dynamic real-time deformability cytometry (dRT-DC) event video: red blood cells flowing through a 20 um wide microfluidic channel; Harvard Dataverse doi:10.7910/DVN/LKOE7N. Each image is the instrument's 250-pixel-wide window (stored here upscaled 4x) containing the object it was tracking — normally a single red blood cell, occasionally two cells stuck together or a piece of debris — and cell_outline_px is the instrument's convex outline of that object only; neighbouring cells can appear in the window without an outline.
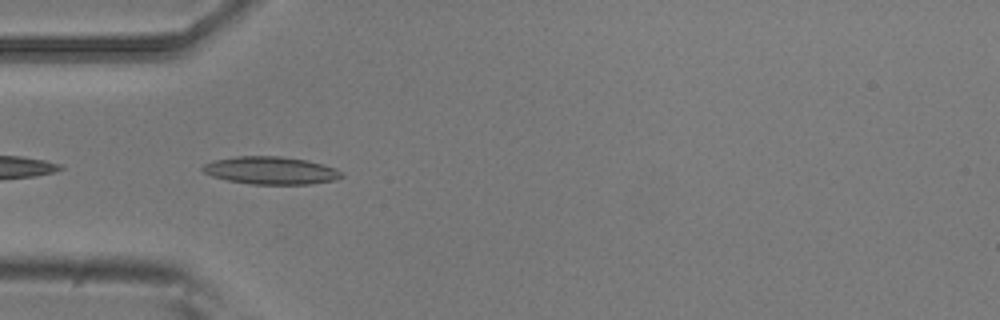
{"species": "common noctule bat (a hibernating species)", "species_latin": "Nyctalus noctula", "temperature_condition": "room temperature", "stored_images_in_passage": 6, "camera_frame_rate_fps": 3000, "um_per_image_px": 0.085, "animal": {"sex": "male", "body_mass_g": 20.5, "forearm_length_mm": 52.5}, "frame": {"image": 1, "passage_image": 5, "time_ms": 1.333, "image_size_px": [1000, 320], "cell_outline_px": [[344, 176], [336, 180], [308, 184], [252, 184], [228, 180], [212, 176], [204, 172], [200, 168], [204, 164], [212, 160], [236, 156], [280, 156], [308, 160], [336, 168], [344, 172]], "centroid_in_image_um": [23.04, 14.48], "position_along_channel_um": 62.0, "area_um2": 22.54}}
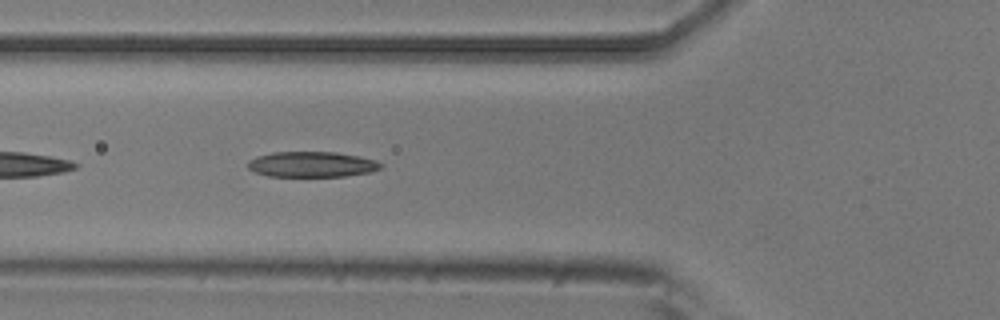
{"frame": {"image": 2, "passage_image": 6, "time_ms": 1.667, "image_size_px": [1000, 320], "cell_outline_px": [[384, 164], [380, 168], [368, 172], [344, 176], [268, 176], [256, 172], [248, 168], [248, 160], [256, 156], [272, 152], [336, 152], [360, 156], [376, 160]], "centroid_in_image_um": [26.5, 13.96], "position_along_channel_um": 99.3, "area_um2": 19.71}}